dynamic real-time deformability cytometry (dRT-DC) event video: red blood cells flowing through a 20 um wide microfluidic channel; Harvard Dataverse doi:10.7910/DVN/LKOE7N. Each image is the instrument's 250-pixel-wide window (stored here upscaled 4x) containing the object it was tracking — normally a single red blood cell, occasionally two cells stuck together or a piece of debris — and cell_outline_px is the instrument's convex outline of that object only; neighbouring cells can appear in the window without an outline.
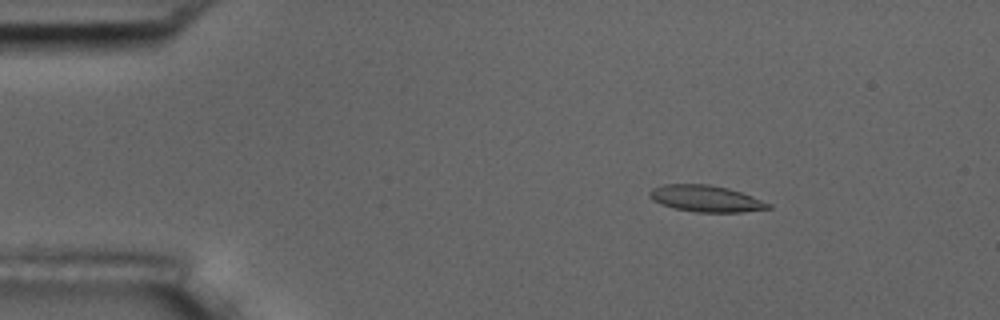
{"species": "common noctule bat (a hibernating species)", "species_latin": "Nyctalus noctula", "temperature_condition": "room temperature", "stored_images_in_passage": 56, "camera_frame_rate_fps": 3000, "um_per_image_px": 0.085, "animal": {"sex": "male", "body_mass_g": 17.5, "forearm_length_mm": 52.3}, "frame": {"image": 1, "passage_image": 9, "time_ms": 2.667, "image_size_px": [1000, 320], "cell_outline_px": [[772, 208], [744, 212], [696, 212], [676, 208], [660, 204], [652, 200], [648, 196], [648, 192], [652, 188], [664, 184], [708, 184], [728, 188], [752, 196], [772, 204]], "centroid_in_image_um": [59.99, 16.88], "position_along_channel_um": 25.0, "area_um2": 18.38}}
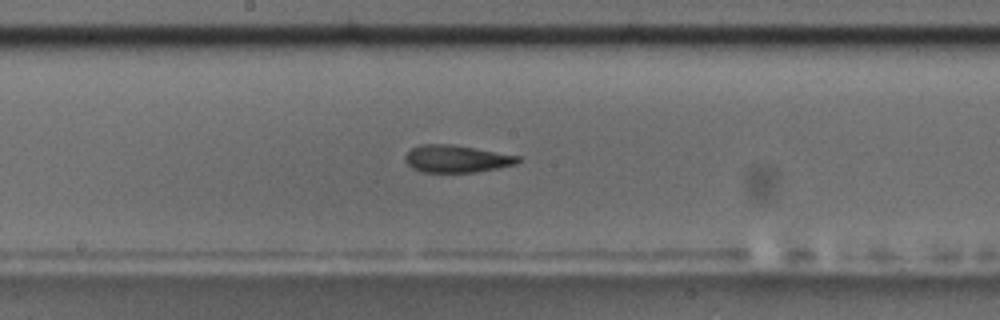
{"frame": {"image": 2, "passage_image": 30, "time_ms": 9.667, "image_size_px": [1000, 320], "cell_outline_px": [[520, 160], [516, 164], [476, 172], [420, 172], [412, 168], [404, 160], [404, 156], [412, 148], [420, 144], [452, 144], [520, 156]], "centroid_in_image_um": [38.77, 13.5], "position_along_channel_um": 209.4, "area_um2": 17.92}}
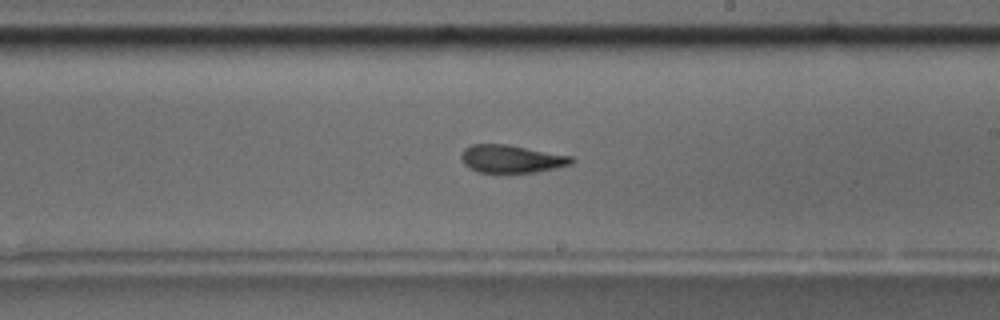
{"frame": {"image": 3, "passage_image": 33, "time_ms": 10.667, "image_size_px": [1000, 320], "cell_outline_px": [[576, 160], [572, 164], [556, 168], [536, 172], [480, 172], [464, 164], [460, 156], [464, 148], [472, 144], [508, 144], [572, 156]], "centroid_in_image_um": [43.51, 13.49], "position_along_channel_um": 245.5, "area_um2": 17.86}, "authors_computed_cell_mechanics": {"area_um2": 18.1203, "velocity_mm_per_s": 3.6314, "shape_relaxation_time_tau1_ms": null, "shape_relaxation_time_tau2_ms": 2.7549, "deformation_change_tau1": null, "deformation_change_tau2": 0.1054}}